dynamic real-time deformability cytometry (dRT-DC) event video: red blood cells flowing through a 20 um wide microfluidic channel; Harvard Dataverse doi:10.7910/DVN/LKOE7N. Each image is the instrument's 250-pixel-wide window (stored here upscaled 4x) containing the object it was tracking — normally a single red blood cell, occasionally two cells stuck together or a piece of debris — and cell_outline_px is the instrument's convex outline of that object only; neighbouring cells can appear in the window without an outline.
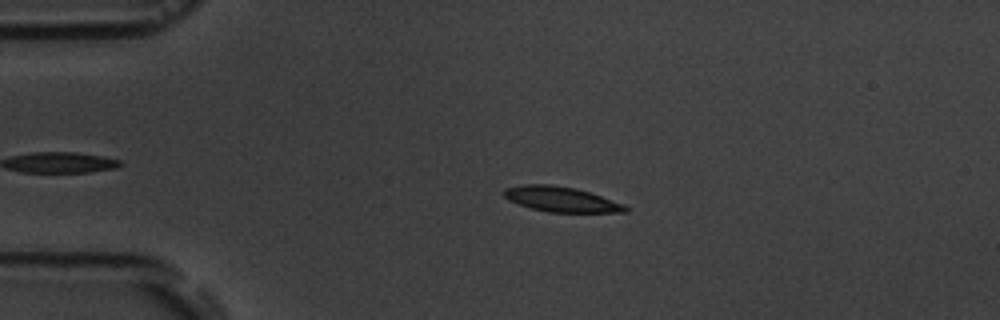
{"species": "common noctule bat (a hibernating species)", "species_latin": "Nyctalus noctula", "temperature_condition": "room temperature", "stored_images_in_passage": 3, "camera_frame_rate_fps": 3000, "um_per_image_px": 0.085, "animal": {"sex": "male", "body_mass_g": 19.5, "forearm_length_mm": 54.6}, "frame": {"image": 1, "passage_image": 2, "time_ms": 1.0, "image_size_px": [1000, 320], "cell_outline_px": [[628, 212], [548, 212], [532, 208], [508, 200], [504, 196], [504, 188], [524, 184], [552, 184], [576, 188], [624, 204], [628, 208]], "centroid_in_image_um": [47.68, 16.93], "position_along_channel_um": 37.3, "area_um2": 17.63}}